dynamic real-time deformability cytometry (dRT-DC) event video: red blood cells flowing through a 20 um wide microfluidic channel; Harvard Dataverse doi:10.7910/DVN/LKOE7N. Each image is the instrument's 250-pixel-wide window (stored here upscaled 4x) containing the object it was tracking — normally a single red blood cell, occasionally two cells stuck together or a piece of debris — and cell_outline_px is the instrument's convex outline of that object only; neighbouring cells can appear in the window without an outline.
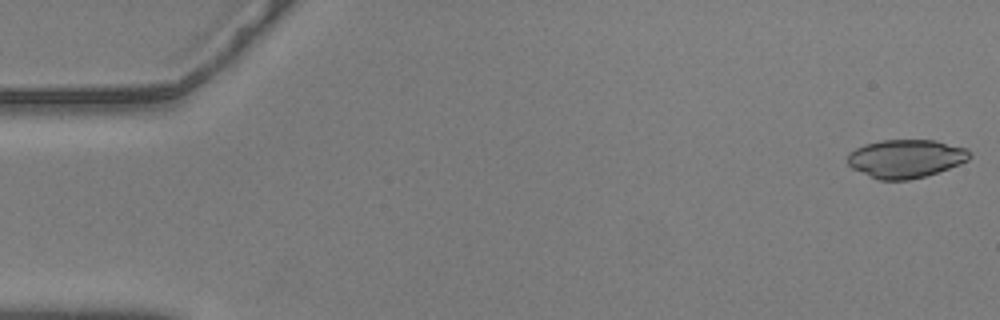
{"species": "common noctule bat (a hibernating species)", "species_latin": "Nyctalus noctula", "temperature_condition": "warm", "stored_images_in_passage": 56, "camera_frame_rate_fps": 3000, "um_per_image_px": 0.085, "animal": {"sex": "male", "body_mass_g": 20.5, "forearm_length_mm": 52.5}, "frame": {"image": 1, "passage_image": 1, "time_ms": 0.0, "image_size_px": [1000, 320], "cell_outline_px": [[972, 156], [968, 160], [960, 164], [924, 176], [908, 180], [880, 180], [852, 168], [848, 164], [848, 152], [864, 144], [880, 140], [936, 140], [968, 148]], "centroid_in_image_um": [77.01, 13.46], "position_along_channel_um": 8.0, "area_um2": 27.28}}
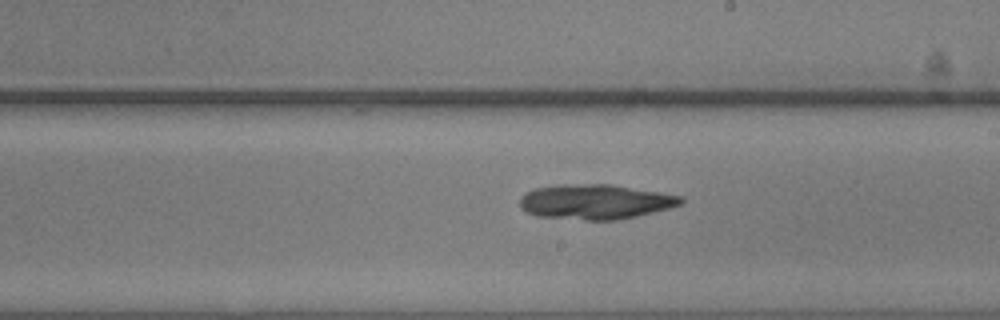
{"frame": {"image": 2, "passage_image": 32, "time_ms": 10.333, "image_size_px": [1000, 320], "cell_outline_px": [[684, 200], [680, 204], [668, 208], [636, 216], [616, 220], [584, 220], [536, 216], [524, 212], [520, 208], [520, 196], [524, 192], [536, 188], [564, 184], [612, 184], [684, 196]], "centroid_in_image_um": [50.56, 17.15], "position_along_channel_um": 238.4, "area_um2": 32.95}}
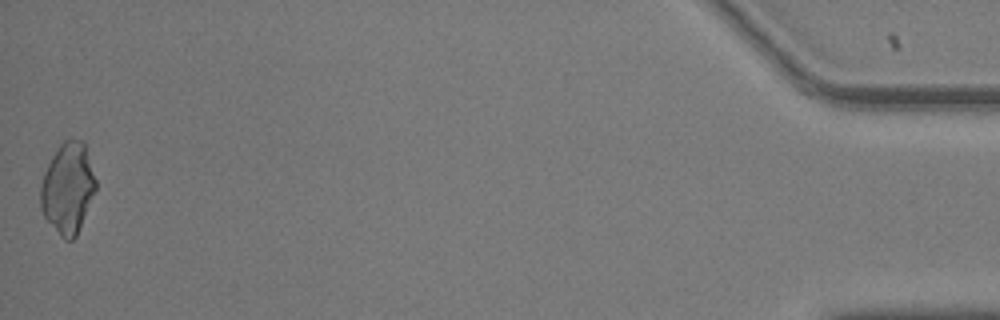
{"frame": {"image": 3, "passage_image": 56, "time_ms": 18.333, "image_size_px": [1000, 320], "cell_outline_px": [[96, 188], [76, 236], [72, 240], [64, 240], [60, 236], [44, 216], [40, 208], [40, 188], [44, 172], [52, 156], [60, 144], [64, 140], [84, 140], [96, 180]], "centroid_in_image_um": [5.75, 15.99], "position_along_channel_um": 429.4, "area_um2": 28.96}}